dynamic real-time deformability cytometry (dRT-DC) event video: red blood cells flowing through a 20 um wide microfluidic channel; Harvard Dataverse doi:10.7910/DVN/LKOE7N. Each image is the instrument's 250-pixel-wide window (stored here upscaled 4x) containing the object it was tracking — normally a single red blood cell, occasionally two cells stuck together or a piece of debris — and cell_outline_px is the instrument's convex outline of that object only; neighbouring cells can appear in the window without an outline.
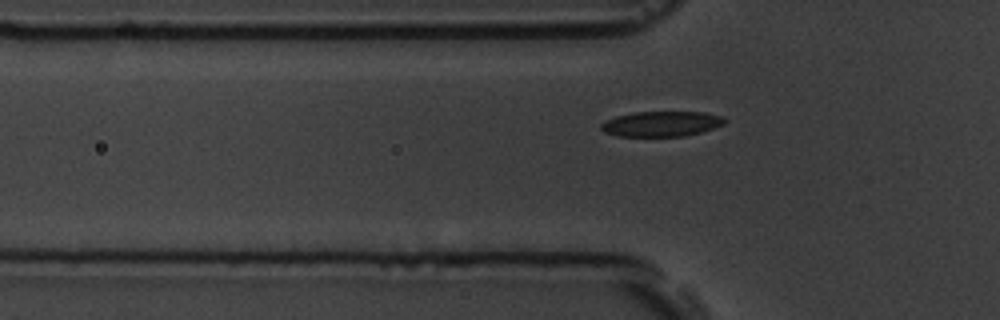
{"species": "common noctule bat (a hibernating species)", "species_latin": "Nyctalus noctula", "temperature_condition": "room temperature", "stored_images_in_passage": 11, "camera_frame_rate_fps": 3000, "um_per_image_px": 0.085, "animal": {"sex": "male", "body_mass_g": 19.5, "forearm_length_mm": 54.6}, "frame": {"image": 1, "passage_image": 7, "time_ms": 7.667, "image_size_px": [1000, 320], "cell_outline_px": [[728, 120], [724, 124], [700, 132], [684, 136], [616, 136], [604, 132], [600, 128], [600, 124], [604, 120], [616, 116], [632, 112], [704, 112], [724, 116]], "centroid_in_image_um": [56.2, 10.52], "position_along_channel_um": 69.6, "area_um2": 18.32}}
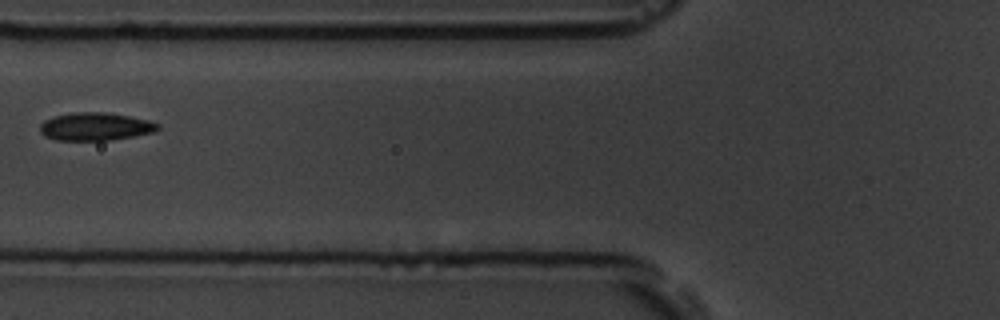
{"frame": {"image": 2, "passage_image": 8, "time_ms": 9.0, "image_size_px": [1000, 320], "cell_outline_px": [[160, 128], [156, 132], [136, 136], [112, 140], [56, 140], [44, 136], [40, 132], [40, 124], [44, 120], [56, 116], [72, 112], [104, 112], [128, 116], [148, 120], [160, 124]], "centroid_in_image_um": [8.13, 10.76], "position_along_channel_um": 117.7, "area_um2": 19.31}}
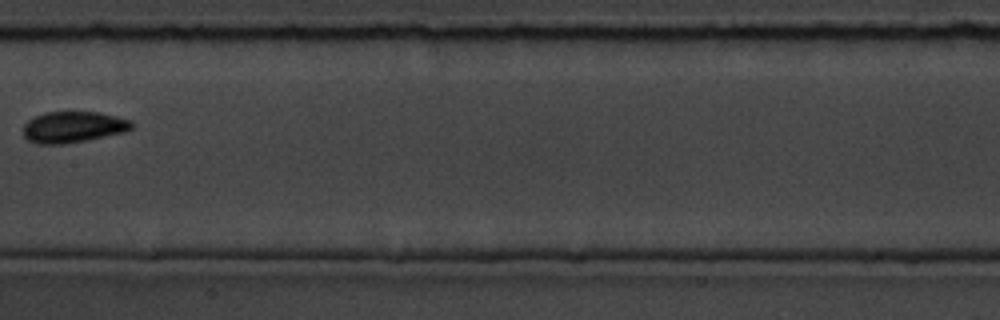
{"frame": {"image": 3, "passage_image": 10, "time_ms": 11.333, "image_size_px": [1000, 320], "cell_outline_px": [[132, 128], [124, 132], [88, 140], [64, 144], [36, 144], [28, 140], [24, 136], [24, 124], [32, 116], [44, 112], [100, 112], [132, 120]], "centroid_in_image_um": [6.2, 10.79], "position_along_channel_um": 201.2, "area_um2": 19.88}}